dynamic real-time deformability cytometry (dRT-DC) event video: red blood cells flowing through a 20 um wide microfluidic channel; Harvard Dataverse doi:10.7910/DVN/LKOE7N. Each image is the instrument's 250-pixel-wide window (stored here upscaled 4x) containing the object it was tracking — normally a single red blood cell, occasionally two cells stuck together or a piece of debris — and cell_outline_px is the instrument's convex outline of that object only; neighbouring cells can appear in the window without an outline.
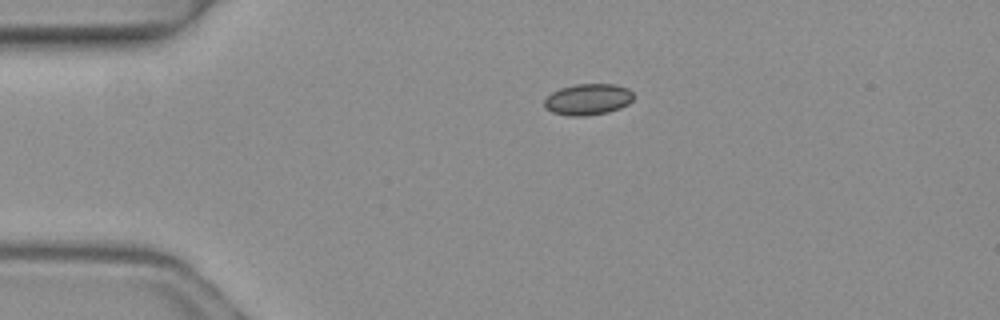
{"species": "common noctule bat (a hibernating species)", "species_latin": "Nyctalus noctula", "temperature_condition": "warm", "stored_images_in_passage": 2, "camera_frame_rate_fps": 3000, "um_per_image_px": 0.085, "animal": {"sex": "female", "body_mass_g": 19.3, "forearm_length_mm": 54.1}, "frame": {"image": 1, "passage_image": 1, "time_ms": 0.0, "image_size_px": [1000, 320], "cell_outline_px": [[632, 100], [628, 104], [620, 108], [608, 112], [584, 116], [568, 116], [552, 112], [544, 108], [544, 100], [552, 92], [560, 88], [576, 84], [616, 84], [628, 88], [632, 92]], "centroid_in_image_um": [49.96, 8.45], "position_along_channel_um": 35.0, "area_um2": 16.3}}